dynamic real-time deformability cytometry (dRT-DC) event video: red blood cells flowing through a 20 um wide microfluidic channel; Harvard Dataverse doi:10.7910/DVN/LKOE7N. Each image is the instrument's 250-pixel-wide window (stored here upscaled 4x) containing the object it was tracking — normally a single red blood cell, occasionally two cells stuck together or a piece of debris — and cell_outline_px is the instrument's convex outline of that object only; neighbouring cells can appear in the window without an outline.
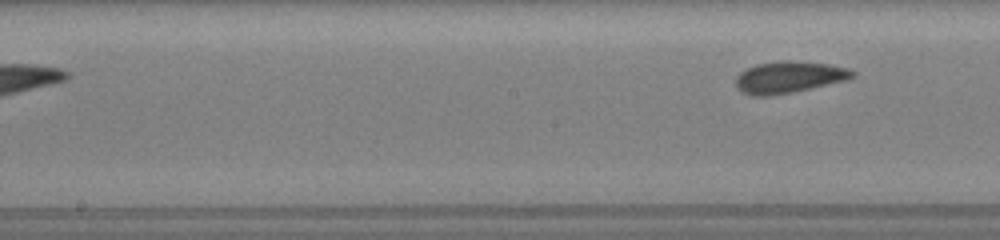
{"species": "common noctule bat (a hibernating species)", "species_latin": "Nyctalus noctula", "temperature_condition": "room temperature", "stored_images_in_passage": 17, "segment_of_instrument_passage": [2, 2], "camera_frame_rate_fps": 3000, "um_per_image_px": 0.085, "animal": {"sex": "female", "body_mass_g": 19.5, "forearm_length_mm": 54.1}, "frame": {"image": 1, "passage_image": 17, "time_ms": 5.0, "image_size_px": [1000, 240], "cell_outline_px": [[856, 76], [848, 80], [792, 92], [768, 96], [752, 96], [740, 92], [736, 88], [736, 76], [740, 72], [756, 64], [780, 60], [792, 60], [828, 64], [848, 68], [856, 72]], "centroid_in_image_um": [67.06, 6.56], "position_along_channel_um": 181.1, "area_um2": 21.79}}